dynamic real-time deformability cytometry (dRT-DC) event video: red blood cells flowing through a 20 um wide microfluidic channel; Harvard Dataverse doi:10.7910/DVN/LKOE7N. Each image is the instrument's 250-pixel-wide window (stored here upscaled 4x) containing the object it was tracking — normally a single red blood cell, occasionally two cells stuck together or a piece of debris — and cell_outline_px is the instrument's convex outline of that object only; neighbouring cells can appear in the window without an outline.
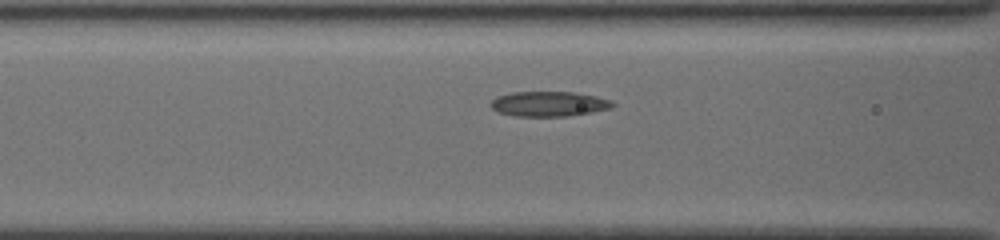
{"species": "common noctule bat (a hibernating species)", "species_latin": "Nyctalus noctula", "temperature_condition": "cold", "stored_images_in_passage": 8, "camera_frame_rate_fps": 3000, "um_per_image_px": 0.085, "animal": {"sex": "female", "body_mass_g": 19.5, "forearm_length_mm": 54.1}, "frame": {"image": 1, "passage_image": 6, "time_ms": 1.667, "image_size_px": [1000, 240], "cell_outline_px": [[616, 104], [608, 108], [592, 112], [564, 116], [516, 116], [500, 112], [492, 108], [492, 100], [500, 96], [512, 92], [572, 92], [596, 96], [608, 100]], "centroid_in_image_um": [46.66, 8.83], "position_along_channel_um": 119.9, "area_um2": 17.28}}